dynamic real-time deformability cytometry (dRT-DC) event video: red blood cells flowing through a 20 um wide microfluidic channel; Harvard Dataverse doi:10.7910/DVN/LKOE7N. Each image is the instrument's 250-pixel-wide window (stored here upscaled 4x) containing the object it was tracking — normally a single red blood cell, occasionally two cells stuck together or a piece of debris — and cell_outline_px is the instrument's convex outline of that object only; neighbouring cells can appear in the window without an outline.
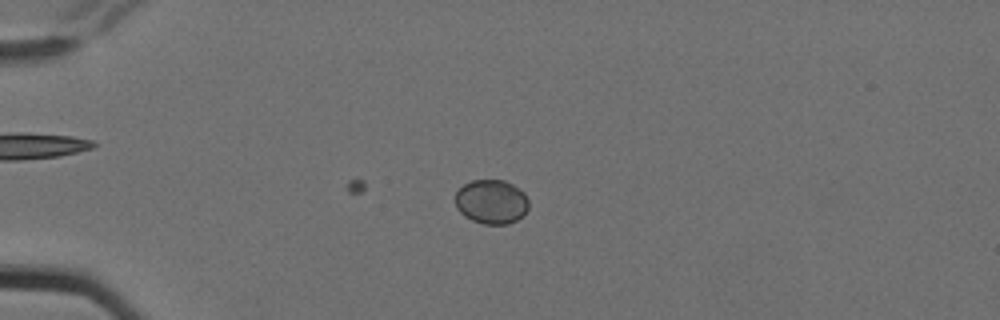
{"species": "Egyptian fruit bat (a non-hibernating species)", "species_latin": "Rousettus aegyptiacus", "temperature_condition": "cold", "stored_images_in_passage": 8, "camera_frame_rate_fps": 3000, "um_per_image_px": 0.085, "animal": {"sex": "female"}, "frame": {"image": 1, "passage_image": 5, "time_ms": 1.333, "image_size_px": [1000, 320], "cell_outline_px": [[528, 208], [516, 220], [508, 224], [484, 224], [472, 220], [464, 216], [456, 208], [456, 192], [464, 184], [472, 180], [504, 180], [512, 184], [524, 192], [528, 200]], "centroid_in_image_um": [41.76, 17.14], "position_along_channel_um": 43.2, "area_um2": 18.84}}
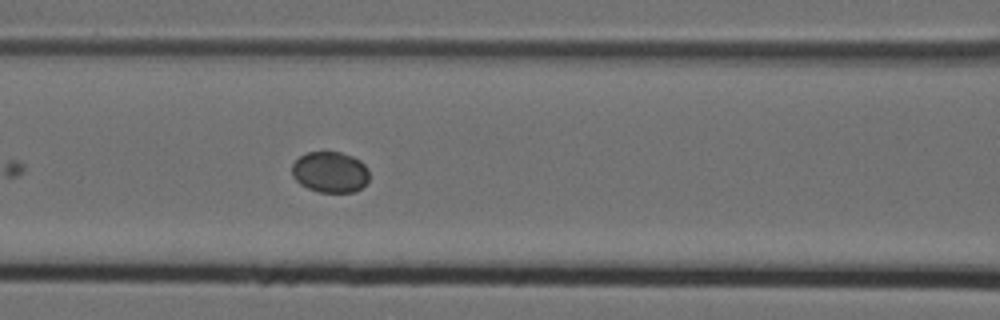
{"frame": {"image": 2, "passage_image": 8, "time_ms": 2.333, "image_size_px": [1000, 320], "cell_outline_px": [[368, 180], [360, 188], [352, 192], [320, 192], [308, 188], [300, 184], [292, 176], [292, 164], [300, 156], [308, 152], [340, 152], [352, 156], [360, 160], [368, 168]], "centroid_in_image_um": [28.05, 14.62], "position_along_channel_um": 138.5, "area_um2": 18.38}}